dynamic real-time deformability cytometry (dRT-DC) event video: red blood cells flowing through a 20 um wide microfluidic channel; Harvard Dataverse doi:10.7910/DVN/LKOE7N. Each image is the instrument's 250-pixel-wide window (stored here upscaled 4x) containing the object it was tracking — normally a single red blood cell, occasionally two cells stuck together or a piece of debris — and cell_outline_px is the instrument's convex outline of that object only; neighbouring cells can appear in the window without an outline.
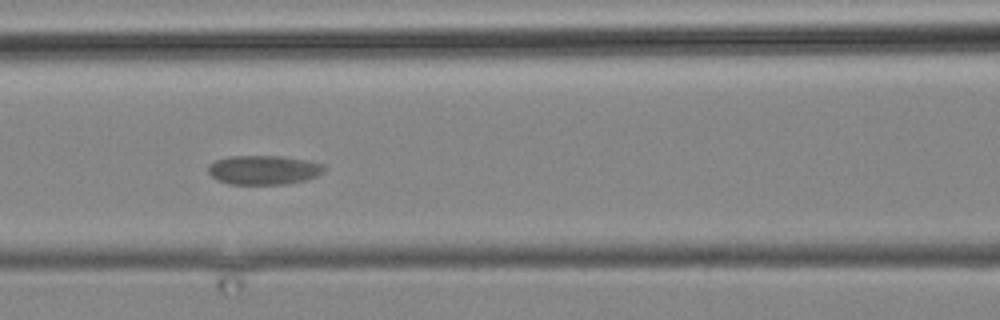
{"species": "common noctule bat (a hibernating species)", "species_latin": "Nyctalus noctula", "temperature_condition": "cold", "stored_images_in_passage": 4, "camera_frame_rate_fps": 3000, "um_per_image_px": 0.085, "animal": {"sex": "male", "body_mass_g": 19.2, "forearm_length_mm": 51.8}, "frame": {"image": 1, "passage_image": 3, "time_ms": 2.333, "image_size_px": [1000, 320], "cell_outline_px": [[328, 168], [324, 172], [308, 180], [288, 184], [228, 184], [216, 180], [208, 172], [208, 164], [216, 160], [228, 156], [284, 156], [324, 164]], "centroid_in_image_um": [22.43, 14.45], "position_along_channel_um": 144.2, "area_um2": 20.06}}
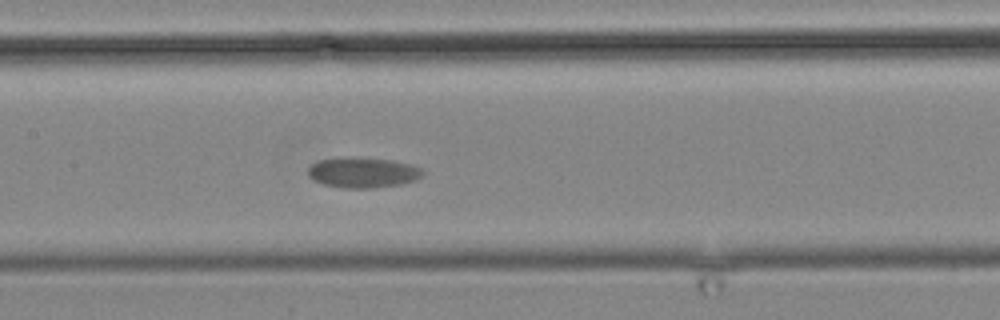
{"frame": {"image": 2, "passage_image": 4, "time_ms": 3.333, "image_size_px": [1000, 320], "cell_outline_px": [[424, 172], [416, 180], [400, 184], [372, 188], [344, 188], [324, 184], [312, 180], [308, 176], [308, 168], [312, 164], [320, 160], [392, 160], [412, 164], [424, 168]], "centroid_in_image_um": [30.9, 14.71], "position_along_channel_um": 176.5, "area_um2": 19.48}}